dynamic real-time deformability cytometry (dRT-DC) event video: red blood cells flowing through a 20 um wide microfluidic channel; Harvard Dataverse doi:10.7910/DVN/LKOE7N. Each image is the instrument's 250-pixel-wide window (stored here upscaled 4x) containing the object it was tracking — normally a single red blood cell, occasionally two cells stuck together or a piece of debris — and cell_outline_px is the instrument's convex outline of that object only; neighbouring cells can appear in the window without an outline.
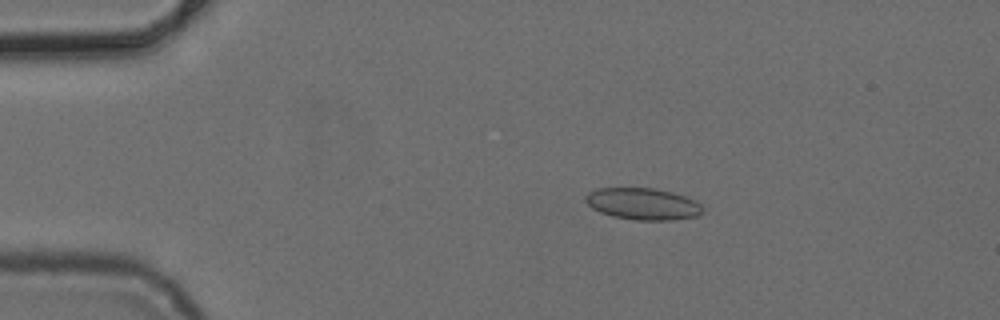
{"species": "common noctule bat (a hibernating species)", "species_latin": "Nyctalus noctula", "temperature_condition": "cold", "stored_images_in_passage": 6, "camera_frame_rate_fps": 3000, "um_per_image_px": 0.085, "animal": {"sex": "female", "body_mass_g": 24.6, "forearm_length_mm": 56.2}, "frame": {"image": 1, "passage_image": 2, "time_ms": 1.333, "image_size_px": [1000, 320], "cell_outline_px": [[704, 208], [696, 216], [672, 220], [632, 220], [612, 216], [600, 212], [592, 208], [584, 200], [584, 196], [588, 192], [596, 188], [656, 188], [672, 192], [684, 196], [700, 204]], "centroid_in_image_um": [54.59, 17.33], "position_along_channel_um": 30.4, "area_um2": 21.68}}
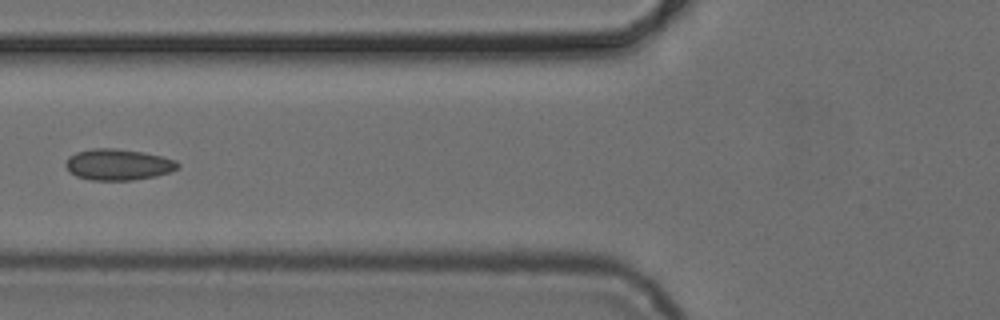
{"frame": {"image": 2, "passage_image": 5, "time_ms": 5.0, "image_size_px": [1000, 320], "cell_outline_px": [[180, 168], [156, 176], [132, 180], [92, 180], [76, 176], [64, 164], [68, 156], [76, 152], [92, 148], [116, 148], [144, 152], [176, 160], [180, 164]], "centroid_in_image_um": [10.05, 13.98], "position_along_channel_um": 115.7, "area_um2": 20.4}}
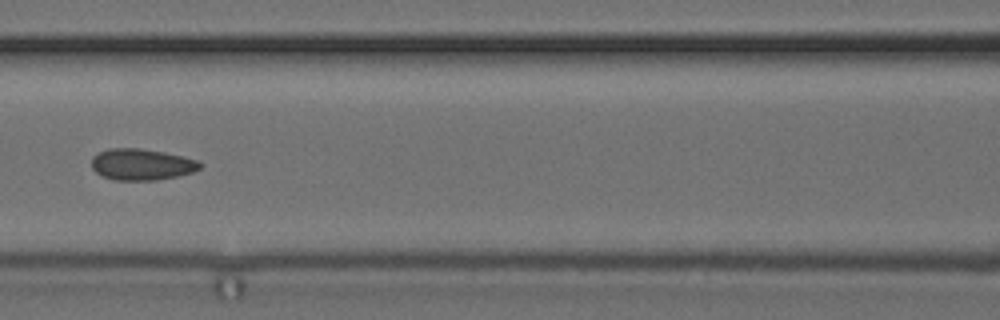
{"frame": {"image": 3, "passage_image": 6, "time_ms": 6.0, "image_size_px": [1000, 320], "cell_outline_px": [[204, 164], [200, 168], [192, 172], [176, 176], [156, 180], [116, 180], [104, 176], [96, 172], [92, 168], [92, 156], [108, 148], [140, 148], [164, 152], [184, 156], [200, 160]], "centroid_in_image_um": [12.07, 13.96], "position_along_channel_um": 154.5, "area_um2": 19.88}}